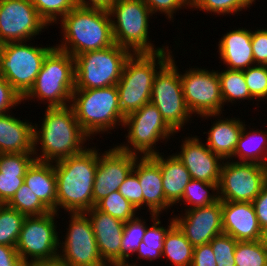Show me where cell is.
Returning <instances> with one entry per match:
<instances>
[{"mask_svg": "<svg viewBox=\"0 0 267 266\" xmlns=\"http://www.w3.org/2000/svg\"><path fill=\"white\" fill-rule=\"evenodd\" d=\"M54 47H34L26 42L1 44L0 74L23 97L33 86L46 55Z\"/></svg>", "mask_w": 267, "mask_h": 266, "instance_id": "10", "label": "cell"}, {"mask_svg": "<svg viewBox=\"0 0 267 266\" xmlns=\"http://www.w3.org/2000/svg\"><path fill=\"white\" fill-rule=\"evenodd\" d=\"M47 25L58 23L66 14L77 7L76 0H30ZM58 20V21H57Z\"/></svg>", "mask_w": 267, "mask_h": 266, "instance_id": "39", "label": "cell"}, {"mask_svg": "<svg viewBox=\"0 0 267 266\" xmlns=\"http://www.w3.org/2000/svg\"><path fill=\"white\" fill-rule=\"evenodd\" d=\"M27 216L6 204H0V245L16 247Z\"/></svg>", "mask_w": 267, "mask_h": 266, "instance_id": "34", "label": "cell"}, {"mask_svg": "<svg viewBox=\"0 0 267 266\" xmlns=\"http://www.w3.org/2000/svg\"><path fill=\"white\" fill-rule=\"evenodd\" d=\"M22 102L20 94L11 84L0 74V114L11 113L14 106Z\"/></svg>", "mask_w": 267, "mask_h": 266, "instance_id": "45", "label": "cell"}, {"mask_svg": "<svg viewBox=\"0 0 267 266\" xmlns=\"http://www.w3.org/2000/svg\"><path fill=\"white\" fill-rule=\"evenodd\" d=\"M115 0H76L78 7L108 10Z\"/></svg>", "mask_w": 267, "mask_h": 266, "instance_id": "50", "label": "cell"}, {"mask_svg": "<svg viewBox=\"0 0 267 266\" xmlns=\"http://www.w3.org/2000/svg\"><path fill=\"white\" fill-rule=\"evenodd\" d=\"M234 161L229 159L222 163L218 183L219 200L252 202L267 184V166Z\"/></svg>", "mask_w": 267, "mask_h": 266, "instance_id": "13", "label": "cell"}, {"mask_svg": "<svg viewBox=\"0 0 267 266\" xmlns=\"http://www.w3.org/2000/svg\"><path fill=\"white\" fill-rule=\"evenodd\" d=\"M251 5L249 0H190V7L207 13L211 12L213 15L219 14L218 16L238 14L237 12L246 10Z\"/></svg>", "mask_w": 267, "mask_h": 266, "instance_id": "40", "label": "cell"}, {"mask_svg": "<svg viewBox=\"0 0 267 266\" xmlns=\"http://www.w3.org/2000/svg\"><path fill=\"white\" fill-rule=\"evenodd\" d=\"M153 14L163 13L166 14L169 20L174 19V13L181 10L182 7L187 9L190 8V0H142ZM173 18V19H172Z\"/></svg>", "mask_w": 267, "mask_h": 266, "instance_id": "44", "label": "cell"}, {"mask_svg": "<svg viewBox=\"0 0 267 266\" xmlns=\"http://www.w3.org/2000/svg\"><path fill=\"white\" fill-rule=\"evenodd\" d=\"M74 90L75 59L55 46L46 55L33 86L22 101L37 98L41 103H48L46 107H64L71 104Z\"/></svg>", "mask_w": 267, "mask_h": 266, "instance_id": "6", "label": "cell"}, {"mask_svg": "<svg viewBox=\"0 0 267 266\" xmlns=\"http://www.w3.org/2000/svg\"><path fill=\"white\" fill-rule=\"evenodd\" d=\"M248 90L254 99L267 100V66L253 65L243 70Z\"/></svg>", "mask_w": 267, "mask_h": 266, "instance_id": "42", "label": "cell"}, {"mask_svg": "<svg viewBox=\"0 0 267 266\" xmlns=\"http://www.w3.org/2000/svg\"><path fill=\"white\" fill-rule=\"evenodd\" d=\"M99 151L86 148L80 154L54 162L57 183V213L86 212L93 208V185Z\"/></svg>", "mask_w": 267, "mask_h": 266, "instance_id": "2", "label": "cell"}, {"mask_svg": "<svg viewBox=\"0 0 267 266\" xmlns=\"http://www.w3.org/2000/svg\"><path fill=\"white\" fill-rule=\"evenodd\" d=\"M45 110L41 128L34 125L35 160L54 163L83 152L84 144L91 137L81 129L72 106L46 107ZM39 144L41 155L37 152Z\"/></svg>", "mask_w": 267, "mask_h": 266, "instance_id": "1", "label": "cell"}, {"mask_svg": "<svg viewBox=\"0 0 267 266\" xmlns=\"http://www.w3.org/2000/svg\"><path fill=\"white\" fill-rule=\"evenodd\" d=\"M118 191L126 198L137 210L143 206V192L138 176L132 171L120 185Z\"/></svg>", "mask_w": 267, "mask_h": 266, "instance_id": "43", "label": "cell"}, {"mask_svg": "<svg viewBox=\"0 0 267 266\" xmlns=\"http://www.w3.org/2000/svg\"><path fill=\"white\" fill-rule=\"evenodd\" d=\"M32 266H66V265L60 263L59 261H55V262L37 263Z\"/></svg>", "mask_w": 267, "mask_h": 266, "instance_id": "52", "label": "cell"}, {"mask_svg": "<svg viewBox=\"0 0 267 266\" xmlns=\"http://www.w3.org/2000/svg\"><path fill=\"white\" fill-rule=\"evenodd\" d=\"M24 183L50 211L57 213V183L54 163L35 160L25 173Z\"/></svg>", "mask_w": 267, "mask_h": 266, "instance_id": "26", "label": "cell"}, {"mask_svg": "<svg viewBox=\"0 0 267 266\" xmlns=\"http://www.w3.org/2000/svg\"><path fill=\"white\" fill-rule=\"evenodd\" d=\"M161 154L150 157L160 166L165 198L174 206L182 199L184 189L192 178L174 153L165 159Z\"/></svg>", "mask_w": 267, "mask_h": 266, "instance_id": "27", "label": "cell"}, {"mask_svg": "<svg viewBox=\"0 0 267 266\" xmlns=\"http://www.w3.org/2000/svg\"><path fill=\"white\" fill-rule=\"evenodd\" d=\"M57 215L55 211H50L45 215L25 218L16 250L26 266L58 261L60 238L54 218Z\"/></svg>", "mask_w": 267, "mask_h": 266, "instance_id": "9", "label": "cell"}, {"mask_svg": "<svg viewBox=\"0 0 267 266\" xmlns=\"http://www.w3.org/2000/svg\"><path fill=\"white\" fill-rule=\"evenodd\" d=\"M218 76L224 104L226 102L234 103L238 99L241 101L254 99L248 90L242 70H230L225 68L224 71H218Z\"/></svg>", "mask_w": 267, "mask_h": 266, "instance_id": "32", "label": "cell"}, {"mask_svg": "<svg viewBox=\"0 0 267 266\" xmlns=\"http://www.w3.org/2000/svg\"><path fill=\"white\" fill-rule=\"evenodd\" d=\"M131 54L129 50L114 44L75 56V89L115 86Z\"/></svg>", "mask_w": 267, "mask_h": 266, "instance_id": "8", "label": "cell"}, {"mask_svg": "<svg viewBox=\"0 0 267 266\" xmlns=\"http://www.w3.org/2000/svg\"><path fill=\"white\" fill-rule=\"evenodd\" d=\"M217 120L213 122L208 132L203 133L208 134L205 143L214 154L219 155L223 160H233V154L245 122L243 123L240 118L236 117L225 118V120L218 118Z\"/></svg>", "mask_w": 267, "mask_h": 266, "instance_id": "28", "label": "cell"}, {"mask_svg": "<svg viewBox=\"0 0 267 266\" xmlns=\"http://www.w3.org/2000/svg\"><path fill=\"white\" fill-rule=\"evenodd\" d=\"M6 205L26 216H41L50 212L37 196H34V193L25 183L16 191Z\"/></svg>", "mask_w": 267, "mask_h": 266, "instance_id": "36", "label": "cell"}, {"mask_svg": "<svg viewBox=\"0 0 267 266\" xmlns=\"http://www.w3.org/2000/svg\"><path fill=\"white\" fill-rule=\"evenodd\" d=\"M168 47L156 53L131 54L126 60L121 78L116 84L119 105L124 116L150 103L157 70H160L172 57V51Z\"/></svg>", "mask_w": 267, "mask_h": 266, "instance_id": "4", "label": "cell"}, {"mask_svg": "<svg viewBox=\"0 0 267 266\" xmlns=\"http://www.w3.org/2000/svg\"><path fill=\"white\" fill-rule=\"evenodd\" d=\"M47 26L30 0H0V45L27 42Z\"/></svg>", "mask_w": 267, "mask_h": 266, "instance_id": "16", "label": "cell"}, {"mask_svg": "<svg viewBox=\"0 0 267 266\" xmlns=\"http://www.w3.org/2000/svg\"><path fill=\"white\" fill-rule=\"evenodd\" d=\"M65 241H59L58 261L66 266H107L101 258L93 227L85 212L68 213Z\"/></svg>", "mask_w": 267, "mask_h": 266, "instance_id": "15", "label": "cell"}, {"mask_svg": "<svg viewBox=\"0 0 267 266\" xmlns=\"http://www.w3.org/2000/svg\"><path fill=\"white\" fill-rule=\"evenodd\" d=\"M252 31L238 28L227 32L218 42L219 58L230 70H245L255 65L252 52Z\"/></svg>", "mask_w": 267, "mask_h": 266, "instance_id": "23", "label": "cell"}, {"mask_svg": "<svg viewBox=\"0 0 267 266\" xmlns=\"http://www.w3.org/2000/svg\"><path fill=\"white\" fill-rule=\"evenodd\" d=\"M34 161V153L0 154V204H6L23 185L25 173Z\"/></svg>", "mask_w": 267, "mask_h": 266, "instance_id": "25", "label": "cell"}, {"mask_svg": "<svg viewBox=\"0 0 267 266\" xmlns=\"http://www.w3.org/2000/svg\"><path fill=\"white\" fill-rule=\"evenodd\" d=\"M252 52L255 65H267V29L252 31Z\"/></svg>", "mask_w": 267, "mask_h": 266, "instance_id": "46", "label": "cell"}, {"mask_svg": "<svg viewBox=\"0 0 267 266\" xmlns=\"http://www.w3.org/2000/svg\"><path fill=\"white\" fill-rule=\"evenodd\" d=\"M191 266H217L209 243L194 247Z\"/></svg>", "mask_w": 267, "mask_h": 266, "instance_id": "47", "label": "cell"}, {"mask_svg": "<svg viewBox=\"0 0 267 266\" xmlns=\"http://www.w3.org/2000/svg\"><path fill=\"white\" fill-rule=\"evenodd\" d=\"M152 226L147 225L146 232L144 234L143 240L139 244V247L135 251L138 253V259H146L153 261L160 259L162 257V251L164 246V238L168 230L175 224L174 217L170 219L168 227H163L161 225L160 216L156 214H151ZM149 227V228H148Z\"/></svg>", "mask_w": 267, "mask_h": 266, "instance_id": "30", "label": "cell"}, {"mask_svg": "<svg viewBox=\"0 0 267 266\" xmlns=\"http://www.w3.org/2000/svg\"><path fill=\"white\" fill-rule=\"evenodd\" d=\"M133 172L138 176L143 192V205L150 214L160 215L172 205L166 200L160 166L150 157H138ZM163 210V211H162Z\"/></svg>", "mask_w": 267, "mask_h": 266, "instance_id": "22", "label": "cell"}, {"mask_svg": "<svg viewBox=\"0 0 267 266\" xmlns=\"http://www.w3.org/2000/svg\"><path fill=\"white\" fill-rule=\"evenodd\" d=\"M0 266H26L19 254L16 247L8 245H0Z\"/></svg>", "mask_w": 267, "mask_h": 266, "instance_id": "49", "label": "cell"}, {"mask_svg": "<svg viewBox=\"0 0 267 266\" xmlns=\"http://www.w3.org/2000/svg\"><path fill=\"white\" fill-rule=\"evenodd\" d=\"M262 246L267 250V227L261 230V237L259 240Z\"/></svg>", "mask_w": 267, "mask_h": 266, "instance_id": "51", "label": "cell"}, {"mask_svg": "<svg viewBox=\"0 0 267 266\" xmlns=\"http://www.w3.org/2000/svg\"><path fill=\"white\" fill-rule=\"evenodd\" d=\"M122 127L128 129L127 144L115 146L130 154L137 156L140 154L142 157L158 154L156 143L159 140L168 141L171 138L170 136L175 134L163 120L157 107L151 102L126 115Z\"/></svg>", "mask_w": 267, "mask_h": 266, "instance_id": "11", "label": "cell"}, {"mask_svg": "<svg viewBox=\"0 0 267 266\" xmlns=\"http://www.w3.org/2000/svg\"><path fill=\"white\" fill-rule=\"evenodd\" d=\"M252 204L261 229L267 227V184L262 188L260 194L252 201Z\"/></svg>", "mask_w": 267, "mask_h": 266, "instance_id": "48", "label": "cell"}, {"mask_svg": "<svg viewBox=\"0 0 267 266\" xmlns=\"http://www.w3.org/2000/svg\"><path fill=\"white\" fill-rule=\"evenodd\" d=\"M81 129L90 137L123 126L117 86L75 89L70 104ZM117 125V126H116Z\"/></svg>", "mask_w": 267, "mask_h": 266, "instance_id": "5", "label": "cell"}, {"mask_svg": "<svg viewBox=\"0 0 267 266\" xmlns=\"http://www.w3.org/2000/svg\"><path fill=\"white\" fill-rule=\"evenodd\" d=\"M113 147L102 155L99 152L93 185V207L100 200L119 189L120 185L133 171L135 161L139 157L122 151L117 146Z\"/></svg>", "mask_w": 267, "mask_h": 266, "instance_id": "17", "label": "cell"}, {"mask_svg": "<svg viewBox=\"0 0 267 266\" xmlns=\"http://www.w3.org/2000/svg\"><path fill=\"white\" fill-rule=\"evenodd\" d=\"M223 233L237 241H257L261 227L252 202L222 201Z\"/></svg>", "mask_w": 267, "mask_h": 266, "instance_id": "21", "label": "cell"}, {"mask_svg": "<svg viewBox=\"0 0 267 266\" xmlns=\"http://www.w3.org/2000/svg\"><path fill=\"white\" fill-rule=\"evenodd\" d=\"M244 124L233 157L237 162L256 163L267 166V131H246Z\"/></svg>", "mask_w": 267, "mask_h": 266, "instance_id": "29", "label": "cell"}, {"mask_svg": "<svg viewBox=\"0 0 267 266\" xmlns=\"http://www.w3.org/2000/svg\"><path fill=\"white\" fill-rule=\"evenodd\" d=\"M194 247L183 232L174 224L166 233L162 257H166L174 266H191Z\"/></svg>", "mask_w": 267, "mask_h": 266, "instance_id": "31", "label": "cell"}, {"mask_svg": "<svg viewBox=\"0 0 267 266\" xmlns=\"http://www.w3.org/2000/svg\"><path fill=\"white\" fill-rule=\"evenodd\" d=\"M209 244L215 255L217 266H236L234 251L237 240L223 233L214 237Z\"/></svg>", "mask_w": 267, "mask_h": 266, "instance_id": "41", "label": "cell"}, {"mask_svg": "<svg viewBox=\"0 0 267 266\" xmlns=\"http://www.w3.org/2000/svg\"><path fill=\"white\" fill-rule=\"evenodd\" d=\"M184 211L179 217L174 215V220L193 247L208 244L214 237L223 234L221 200Z\"/></svg>", "mask_w": 267, "mask_h": 266, "instance_id": "18", "label": "cell"}, {"mask_svg": "<svg viewBox=\"0 0 267 266\" xmlns=\"http://www.w3.org/2000/svg\"><path fill=\"white\" fill-rule=\"evenodd\" d=\"M95 207L124 223L136 218L138 211L118 190L100 200Z\"/></svg>", "mask_w": 267, "mask_h": 266, "instance_id": "37", "label": "cell"}, {"mask_svg": "<svg viewBox=\"0 0 267 266\" xmlns=\"http://www.w3.org/2000/svg\"><path fill=\"white\" fill-rule=\"evenodd\" d=\"M252 4L254 3V2H256V0H249Z\"/></svg>", "mask_w": 267, "mask_h": 266, "instance_id": "53", "label": "cell"}, {"mask_svg": "<svg viewBox=\"0 0 267 266\" xmlns=\"http://www.w3.org/2000/svg\"><path fill=\"white\" fill-rule=\"evenodd\" d=\"M107 266H111V265H107ZM112 266H125V265H112Z\"/></svg>", "mask_w": 267, "mask_h": 266, "instance_id": "54", "label": "cell"}, {"mask_svg": "<svg viewBox=\"0 0 267 266\" xmlns=\"http://www.w3.org/2000/svg\"><path fill=\"white\" fill-rule=\"evenodd\" d=\"M146 221L138 216L130 221L125 222L122 245H121V265L125 266H138L132 262H129V257L134 255L135 251L139 247V244L143 240L146 232Z\"/></svg>", "mask_w": 267, "mask_h": 266, "instance_id": "35", "label": "cell"}, {"mask_svg": "<svg viewBox=\"0 0 267 266\" xmlns=\"http://www.w3.org/2000/svg\"><path fill=\"white\" fill-rule=\"evenodd\" d=\"M171 59L155 75L151 91V103L157 107L163 120L175 132L189 122L190 112L183 95L180 72Z\"/></svg>", "mask_w": 267, "mask_h": 266, "instance_id": "12", "label": "cell"}, {"mask_svg": "<svg viewBox=\"0 0 267 266\" xmlns=\"http://www.w3.org/2000/svg\"><path fill=\"white\" fill-rule=\"evenodd\" d=\"M183 95L192 114L202 118L222 114L224 102L221 95L218 70L190 68L180 74Z\"/></svg>", "mask_w": 267, "mask_h": 266, "instance_id": "14", "label": "cell"}, {"mask_svg": "<svg viewBox=\"0 0 267 266\" xmlns=\"http://www.w3.org/2000/svg\"><path fill=\"white\" fill-rule=\"evenodd\" d=\"M91 221L99 254L107 265H121V245L125 223L98 210L85 212Z\"/></svg>", "mask_w": 267, "mask_h": 266, "instance_id": "20", "label": "cell"}, {"mask_svg": "<svg viewBox=\"0 0 267 266\" xmlns=\"http://www.w3.org/2000/svg\"><path fill=\"white\" fill-rule=\"evenodd\" d=\"M59 21L63 37L56 47L72 57L115 44L108 10L77 6Z\"/></svg>", "mask_w": 267, "mask_h": 266, "instance_id": "3", "label": "cell"}, {"mask_svg": "<svg viewBox=\"0 0 267 266\" xmlns=\"http://www.w3.org/2000/svg\"><path fill=\"white\" fill-rule=\"evenodd\" d=\"M209 189L212 190V193ZM180 201L190 205L187 209L205 207L216 203L219 201L218 184L192 179L185 187Z\"/></svg>", "mask_w": 267, "mask_h": 266, "instance_id": "33", "label": "cell"}, {"mask_svg": "<svg viewBox=\"0 0 267 266\" xmlns=\"http://www.w3.org/2000/svg\"><path fill=\"white\" fill-rule=\"evenodd\" d=\"M34 125L9 113L0 114V154L33 153Z\"/></svg>", "mask_w": 267, "mask_h": 266, "instance_id": "24", "label": "cell"}, {"mask_svg": "<svg viewBox=\"0 0 267 266\" xmlns=\"http://www.w3.org/2000/svg\"><path fill=\"white\" fill-rule=\"evenodd\" d=\"M236 266H267V250L257 241H237Z\"/></svg>", "mask_w": 267, "mask_h": 266, "instance_id": "38", "label": "cell"}, {"mask_svg": "<svg viewBox=\"0 0 267 266\" xmlns=\"http://www.w3.org/2000/svg\"><path fill=\"white\" fill-rule=\"evenodd\" d=\"M200 139L197 136L185 137L180 146L181 151L175 155L186 167L192 179L218 184L224 160L214 154Z\"/></svg>", "mask_w": 267, "mask_h": 266, "instance_id": "19", "label": "cell"}, {"mask_svg": "<svg viewBox=\"0 0 267 266\" xmlns=\"http://www.w3.org/2000/svg\"><path fill=\"white\" fill-rule=\"evenodd\" d=\"M114 43L135 53H156L166 46L155 48L149 39L150 8L142 0H115L108 9ZM117 19V20H115ZM155 48V49H154Z\"/></svg>", "mask_w": 267, "mask_h": 266, "instance_id": "7", "label": "cell"}]
</instances>
